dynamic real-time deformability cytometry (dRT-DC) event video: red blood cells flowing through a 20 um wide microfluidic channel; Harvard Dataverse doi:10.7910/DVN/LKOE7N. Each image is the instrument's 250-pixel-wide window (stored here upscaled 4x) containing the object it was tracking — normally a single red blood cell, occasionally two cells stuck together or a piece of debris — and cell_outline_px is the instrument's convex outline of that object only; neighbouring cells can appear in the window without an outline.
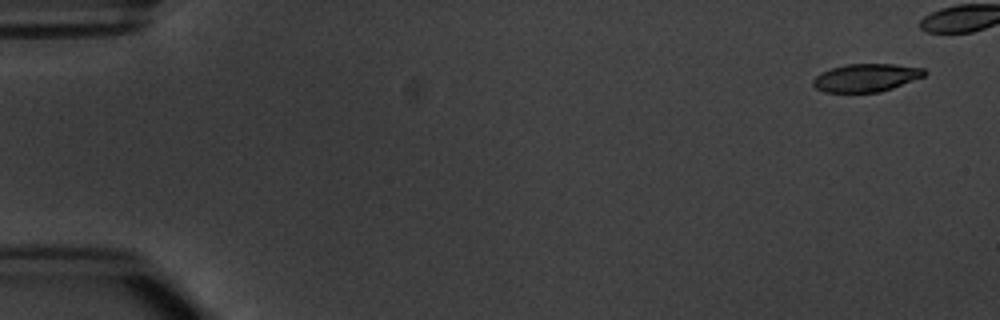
{"species": "common noctule bat (a hibernating species)", "species_latin": "Nyctalus noctula", "temperature_condition": "warm", "stored_images_in_passage": 8, "camera_frame_rate_fps": 3000, "um_per_image_px": 0.085, "animal": {"sex": "male", "body_mass_g": 20.1, "forearm_length_mm": 53.5}, "frame": {"image": 1, "passage_image": 1, "time_ms": 0.0, "image_size_px": [1000, 320], "cell_outline_px": [[928, 72], [924, 76], [892, 88], [880, 92], [824, 92], [816, 88], [812, 84], [812, 80], [820, 72], [832, 68], [848, 64], [892, 64], [924, 68]], "centroid_in_image_um": [73.61, 6.6], "position_along_channel_um": 11.4, "area_um2": 18.09}}
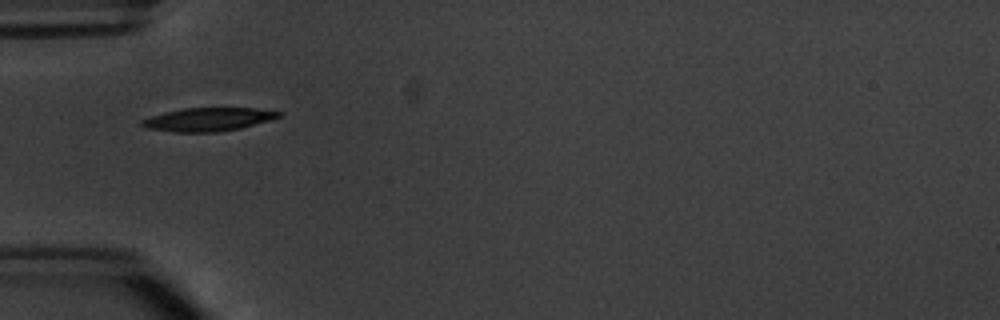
{"frame": {"image": 2, "passage_image": 6, "time_ms": 6.667, "image_size_px": [1000, 320], "cell_outline_px": [[284, 112], [280, 116], [268, 120], [240, 128], [220, 132], [172, 132], [144, 128], [140, 124], [140, 120], [164, 112], [184, 108], [256, 108]], "centroid_in_image_um": [17.65, 10.15], "position_along_channel_um": 67.4, "area_um2": 18.67}}